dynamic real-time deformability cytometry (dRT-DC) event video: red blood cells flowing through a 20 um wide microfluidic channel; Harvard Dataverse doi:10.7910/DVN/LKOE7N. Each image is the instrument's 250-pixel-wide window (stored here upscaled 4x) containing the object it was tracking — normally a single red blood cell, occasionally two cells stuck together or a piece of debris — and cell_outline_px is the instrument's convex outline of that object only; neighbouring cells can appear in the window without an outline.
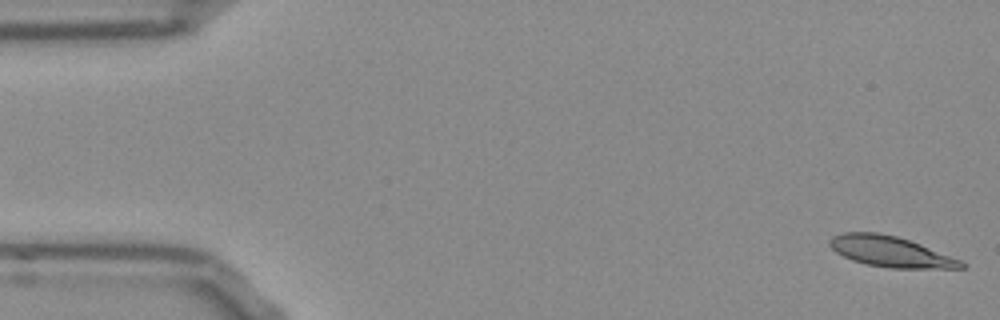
{"species": "Egyptian fruit bat (a non-hibernating species)", "species_latin": "Rousettus aegyptiacus", "temperature_condition": "room temperature", "stored_images_in_passage": 13, "camera_frame_rate_fps": 3000, "um_per_image_px": 0.085, "frame": {"image": 1, "passage_image": 1, "time_ms": 0.0, "image_size_px": [1000, 320], "cell_outline_px": [[964, 268], [888, 268], [868, 264], [852, 260], [836, 252], [828, 244], [828, 240], [832, 236], [840, 232], [880, 232], [896, 236], [920, 244], [960, 260], [964, 264]], "centroid_in_image_um": [75.62, 21.37], "position_along_channel_um": 9.4, "area_um2": 23.29}}